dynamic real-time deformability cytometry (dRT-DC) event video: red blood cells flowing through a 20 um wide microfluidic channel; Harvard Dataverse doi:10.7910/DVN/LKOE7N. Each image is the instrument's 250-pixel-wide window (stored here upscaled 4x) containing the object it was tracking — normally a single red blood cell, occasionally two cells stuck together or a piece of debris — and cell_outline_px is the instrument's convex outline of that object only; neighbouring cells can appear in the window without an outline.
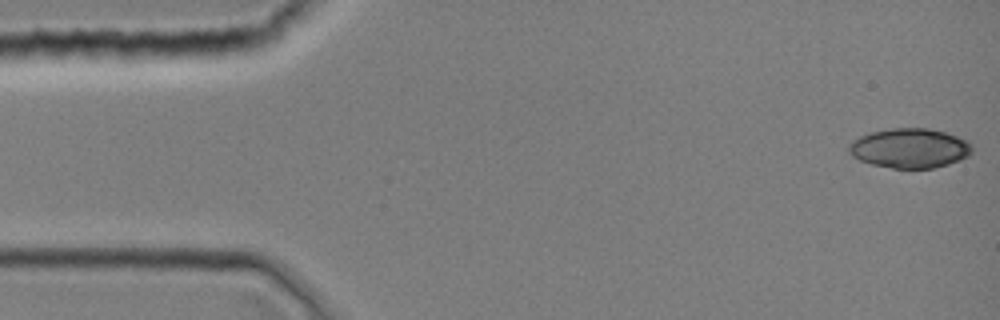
{"species": "common noctule bat (a hibernating species)", "species_latin": "Nyctalus noctula", "temperature_condition": "room temperature", "stored_images_in_passage": 10, "camera_frame_rate_fps": 3000, "um_per_image_px": 0.085, "animal": {"sex": "female", "body_mass_g": 19.0, "forearm_length_mm": 51.5}, "frame": {"image": 1, "passage_image": 1, "time_ms": 0.0, "image_size_px": [1000, 320], "cell_outline_px": [[972, 152], [968, 156], [960, 160], [948, 164], [932, 168], [892, 168], [872, 164], [860, 160], [852, 156], [848, 152], [848, 144], [852, 140], [868, 132], [888, 128], [928, 128], [944, 132], [968, 140], [972, 148]], "centroid_in_image_um": [77.3, 12.58], "position_along_channel_um": 7.7, "area_um2": 28.61}}
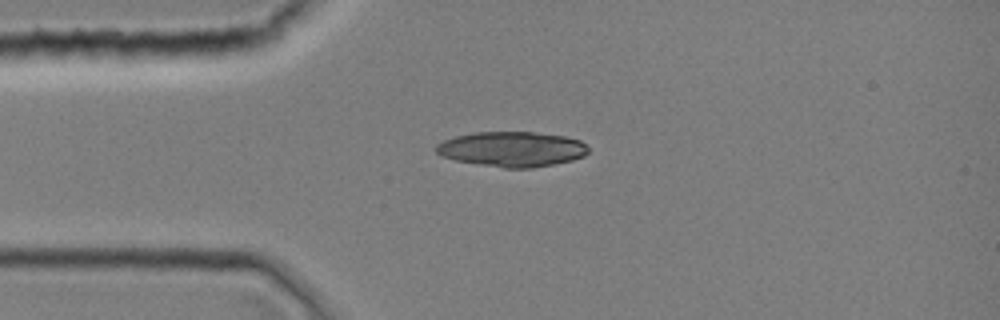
{"frame": {"image": 2, "passage_image": 9, "time_ms": 2.667, "image_size_px": [1000, 320], "cell_outline_px": [[588, 152], [584, 156], [572, 160], [532, 168], [504, 168], [456, 160], [440, 156], [436, 152], [436, 144], [444, 140], [456, 136], [476, 132], [532, 132], [564, 136], [580, 140], [588, 148]], "centroid_in_image_um": [43.51, 12.67], "position_along_channel_um": 41.5, "area_um2": 30.92}}